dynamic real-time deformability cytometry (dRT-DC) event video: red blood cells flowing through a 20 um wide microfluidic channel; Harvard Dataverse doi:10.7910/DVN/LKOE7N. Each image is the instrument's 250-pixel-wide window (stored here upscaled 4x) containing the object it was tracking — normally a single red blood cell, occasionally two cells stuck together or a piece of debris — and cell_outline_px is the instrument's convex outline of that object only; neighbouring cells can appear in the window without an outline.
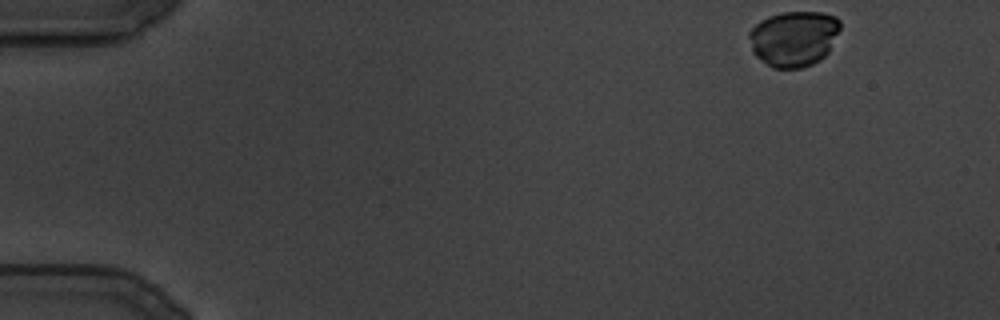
{"species": "common noctule bat (a hibernating species)", "species_latin": "Nyctalus noctula", "temperature_condition": "cold", "stored_images_in_passage": 113, "camera_frame_rate_fps": 3000, "um_per_image_px": 0.085, "animal": {"sex": "male", "body_mass_g": 19.5, "forearm_length_mm": 54.6}, "frame": {"image": 1, "passage_image": 1, "time_ms": 0.0, "image_size_px": [1000, 320], "cell_outline_px": [[840, 28], [828, 52], [820, 60], [804, 68], [772, 68], [756, 56], [752, 52], [748, 36], [748, 32], [760, 20], [768, 16], [780, 12], [820, 12], [836, 16], [840, 20]], "centroid_in_image_um": [67.45, 3.27], "position_along_channel_um": 17.5, "area_um2": 29.71}}